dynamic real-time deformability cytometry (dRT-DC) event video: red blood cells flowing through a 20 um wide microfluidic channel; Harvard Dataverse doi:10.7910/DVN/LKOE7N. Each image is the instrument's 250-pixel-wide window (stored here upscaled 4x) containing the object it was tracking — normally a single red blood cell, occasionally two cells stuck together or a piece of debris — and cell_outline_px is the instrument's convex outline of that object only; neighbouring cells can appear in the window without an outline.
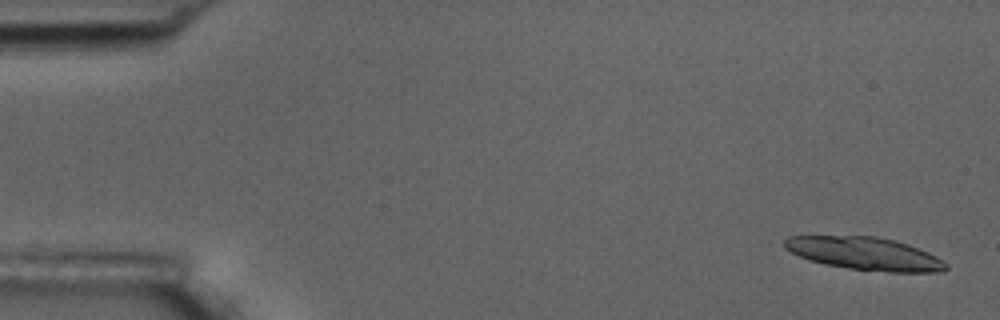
{"species": "common noctule bat (a hibernating species)", "species_latin": "Nyctalus noctula", "temperature_condition": "room temperature", "stored_images_in_passage": 10, "camera_frame_rate_fps": 3000, "um_per_image_px": 0.085, "animal": {"sex": "male", "body_mass_g": 17.5, "forearm_length_mm": 52.3}, "frame": {"image": 1, "passage_image": 1, "time_ms": 0.0, "image_size_px": [1000, 320], "cell_outline_px": [[948, 268], [940, 272], [888, 272], [848, 268], [824, 264], [800, 256], [784, 248], [784, 240], [788, 236], [876, 236], [896, 240], [908, 244], [928, 252], [936, 256], [948, 264]], "centroid_in_image_um": [73.53, 21.55], "position_along_channel_um": 11.5, "area_um2": 30.81}}
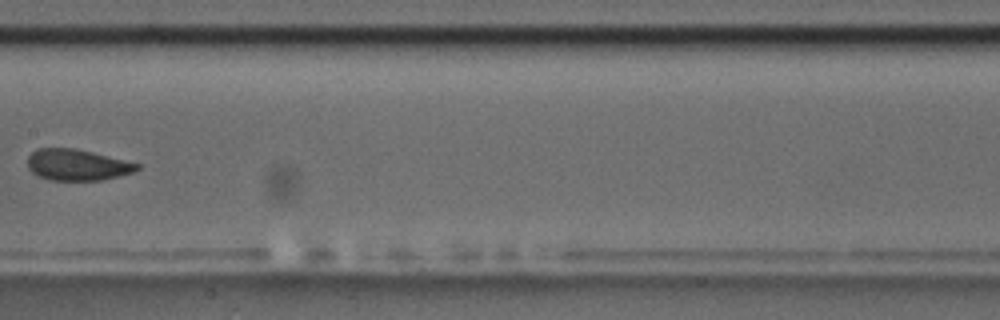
{"frame": {"image": 2, "passage_image": 9, "time_ms": 9.333, "image_size_px": [1000, 320], "cell_outline_px": [[140, 168], [136, 172], [120, 176], [100, 180], [52, 180], [36, 176], [28, 168], [28, 156], [36, 148], [72, 148], [92, 152], [140, 164]], "centroid_in_image_um": [6.56, 14.02], "position_along_channel_um": 200.8, "area_um2": 19.94}}
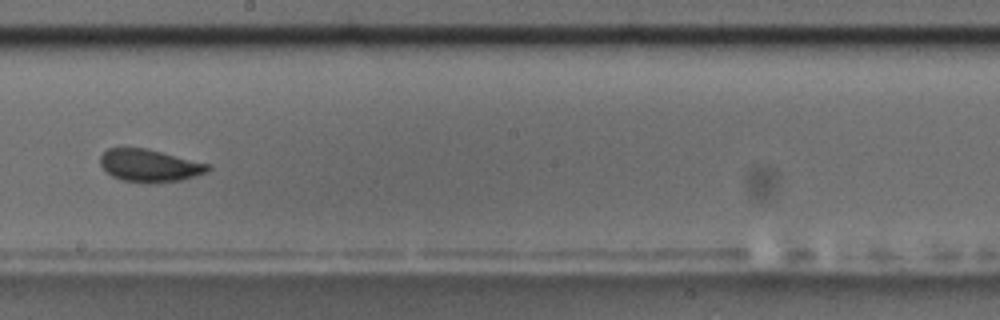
{"frame": {"image": 3, "passage_image": 10, "time_ms": 10.333, "image_size_px": [1000, 320], "cell_outline_px": [[212, 168], [208, 172], [196, 176], [180, 180], [152, 184], [148, 184], [124, 180], [112, 176], [100, 164], [100, 156], [108, 148], [148, 148], [208, 164]], "centroid_in_image_um": [12.73, 14.08], "position_along_channel_um": 235.5, "area_um2": 20.46}}